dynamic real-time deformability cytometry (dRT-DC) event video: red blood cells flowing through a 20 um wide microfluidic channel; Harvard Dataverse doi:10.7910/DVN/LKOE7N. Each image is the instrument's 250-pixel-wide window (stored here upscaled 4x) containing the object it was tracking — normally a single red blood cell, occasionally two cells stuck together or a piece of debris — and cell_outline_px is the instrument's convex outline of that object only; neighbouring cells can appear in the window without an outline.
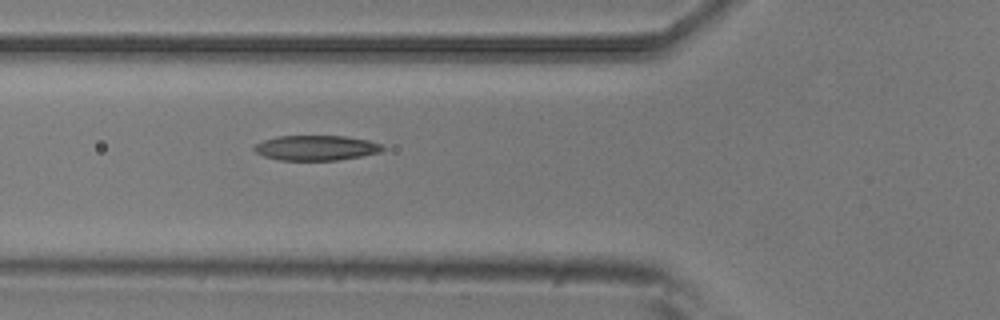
{"species": "common noctule bat (a hibernating species)", "species_latin": "Nyctalus noctula", "temperature_condition": "room temperature", "stored_images_in_passage": 3, "camera_frame_rate_fps": 3000, "um_per_image_px": 0.085, "animal": {"sex": "male", "body_mass_g": 20.5, "forearm_length_mm": 52.5}, "frame": {"image": 1, "passage_image": 3, "time_ms": 0.667, "image_size_px": [1000, 320], "cell_outline_px": [[384, 148], [380, 152], [360, 156], [336, 160], [280, 160], [264, 156], [256, 152], [252, 148], [256, 144], [264, 140], [276, 136], [344, 136], [368, 140], [380, 144]], "centroid_in_image_um": [26.84, 12.56], "position_along_channel_um": 99.0, "area_um2": 18.55}}